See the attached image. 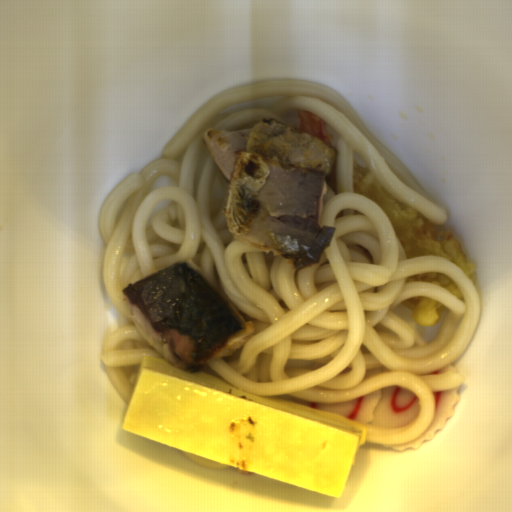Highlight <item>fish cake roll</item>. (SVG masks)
<instances>
[{"label":"fish cake roll","mask_w":512,"mask_h":512,"mask_svg":"<svg viewBox=\"0 0 512 512\" xmlns=\"http://www.w3.org/2000/svg\"><path fill=\"white\" fill-rule=\"evenodd\" d=\"M285 401L332 412L361 425L379 429L401 428L417 420L421 412V401L416 395L393 385L347 401L318 403L297 397H288Z\"/></svg>","instance_id":"1"},{"label":"fish cake roll","mask_w":512,"mask_h":512,"mask_svg":"<svg viewBox=\"0 0 512 512\" xmlns=\"http://www.w3.org/2000/svg\"><path fill=\"white\" fill-rule=\"evenodd\" d=\"M454 372H457L456 371V368L454 367L453 364H451L450 362L448 364H446L445 366L435 370V371H432L430 373H427V374H442V373H454Z\"/></svg>","instance_id":"3"},{"label":"fish cake roll","mask_w":512,"mask_h":512,"mask_svg":"<svg viewBox=\"0 0 512 512\" xmlns=\"http://www.w3.org/2000/svg\"><path fill=\"white\" fill-rule=\"evenodd\" d=\"M459 387H452L445 391L432 392L435 407L434 414L429 427L426 431L418 437L415 441L407 443H383V446L399 452H403L408 449L420 450L422 445L429 440H432L435 433L444 430L447 426L448 420L453 414L455 405L460 400Z\"/></svg>","instance_id":"2"}]
</instances>
